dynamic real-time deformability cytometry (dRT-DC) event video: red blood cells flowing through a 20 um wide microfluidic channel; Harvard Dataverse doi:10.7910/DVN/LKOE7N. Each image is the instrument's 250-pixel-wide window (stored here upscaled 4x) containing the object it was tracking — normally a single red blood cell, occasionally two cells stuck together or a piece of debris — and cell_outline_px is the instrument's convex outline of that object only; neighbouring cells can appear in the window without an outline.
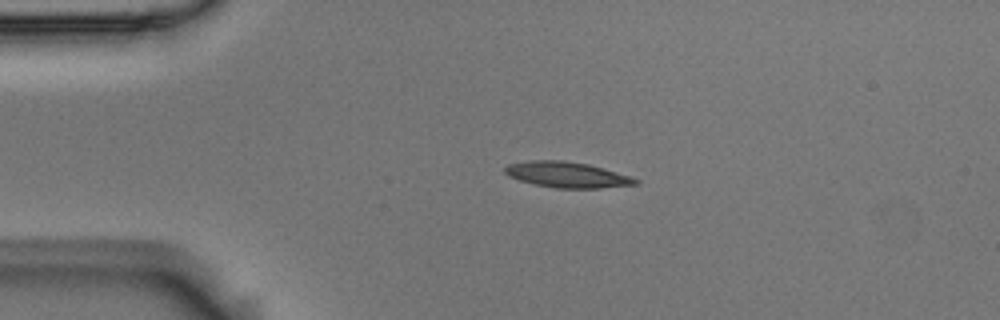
{"species": "Egyptian fruit bat (a non-hibernating species)", "species_latin": "Rousettus aegyptiacus", "temperature_condition": "room temperature", "stored_images_in_passage": 44, "camera_frame_rate_fps": 3000, "um_per_image_px": 0.085, "animal": {"sex": "male"}, "frame": {"image": 1, "passage_image": 1, "time_ms": 0.0, "image_size_px": [1000, 320], "cell_outline_px": [[640, 184], [600, 188], [556, 188], [536, 184], [520, 180], [508, 176], [504, 172], [504, 168], [508, 164], [528, 160], [564, 160], [588, 164], [632, 176], [640, 180]], "centroid_in_image_um": [48.23, 14.85], "position_along_channel_um": 36.8, "area_um2": 19.65}}
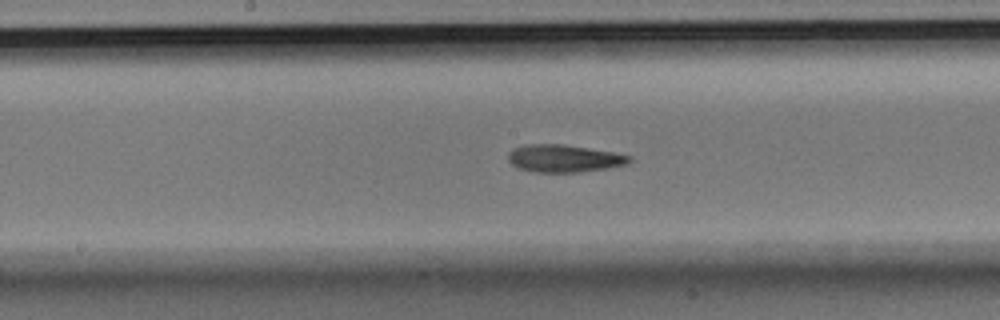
{"frame": {"image": 2, "passage_image": 17, "time_ms": 5.333, "image_size_px": [1000, 320], "cell_outline_px": [[632, 160], [628, 164], [608, 168], [580, 172], [536, 172], [516, 168], [508, 160], [508, 152], [512, 148], [524, 144], [564, 144], [612, 152], [632, 156]], "centroid_in_image_um": [47.92, 13.46], "position_along_channel_um": 200.3, "area_um2": 19.59}}
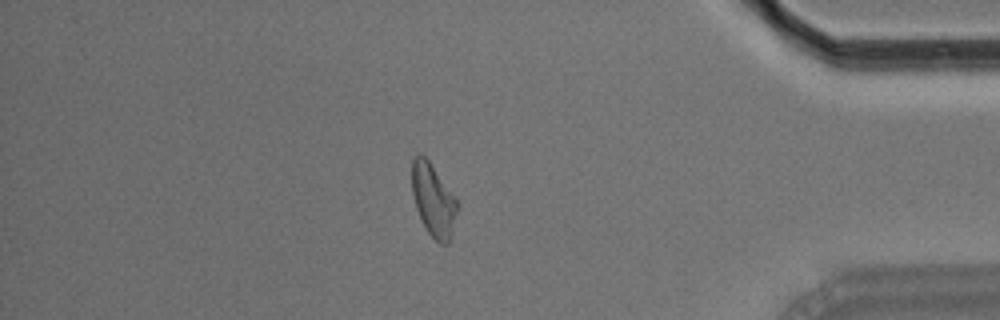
{"frame": {"image": 3, "passage_image": 36, "time_ms": 11.667, "image_size_px": [1000, 320], "cell_outline_px": [[456, 212], [448, 244], [440, 244], [428, 232], [416, 208], [412, 192], [412, 160], [420, 152], [428, 160], [456, 200]], "centroid_in_image_um": [36.79, 16.99], "position_along_channel_um": 398.4, "area_um2": 18.32}, "authors_computed_cell_mechanics": {"area_um2": 19.3341, "velocity_mm_per_s": 3.6706, "shape_relaxation_time_tau1_ms": 5.3736, "shape_relaxation_time_tau2_ms": 6.2075, "deformation_change_tau1": 0.23, "deformation_change_tau2": 0.1646}}